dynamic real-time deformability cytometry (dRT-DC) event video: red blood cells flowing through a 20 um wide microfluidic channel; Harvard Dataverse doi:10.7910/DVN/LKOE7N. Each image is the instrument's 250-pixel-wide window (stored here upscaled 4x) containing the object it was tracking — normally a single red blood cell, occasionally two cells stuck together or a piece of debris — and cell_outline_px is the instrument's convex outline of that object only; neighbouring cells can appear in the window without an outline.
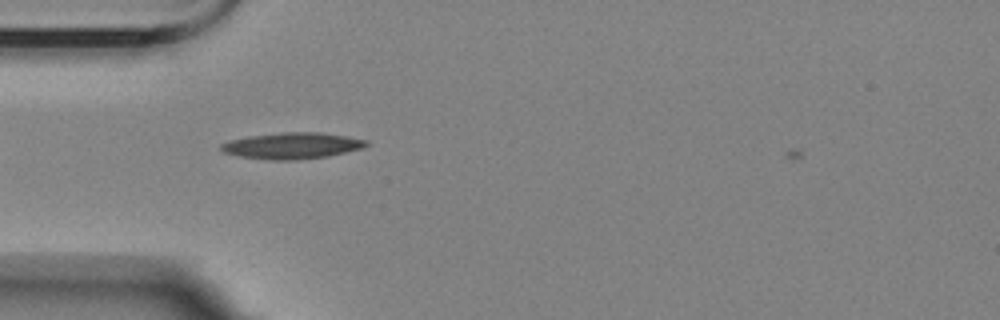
{"species": "Egyptian fruit bat (a non-hibernating species)", "species_latin": "Rousettus aegyptiacus", "temperature_condition": "room temperature", "stored_images_in_passage": 3, "camera_frame_rate_fps": 3000, "um_per_image_px": 0.085, "animal": {"sex": "female"}, "frame": {"image": 1, "passage_image": 2, "time_ms": 1.333, "image_size_px": [1000, 320], "cell_outline_px": [[368, 144], [364, 148], [328, 156], [296, 160], [268, 160], [236, 156], [224, 152], [220, 148], [220, 144], [232, 140], [248, 136], [280, 132], [320, 132], [368, 140]], "centroid_in_image_um": [24.82, 12.39], "position_along_channel_um": 60.2, "area_um2": 22.31}}
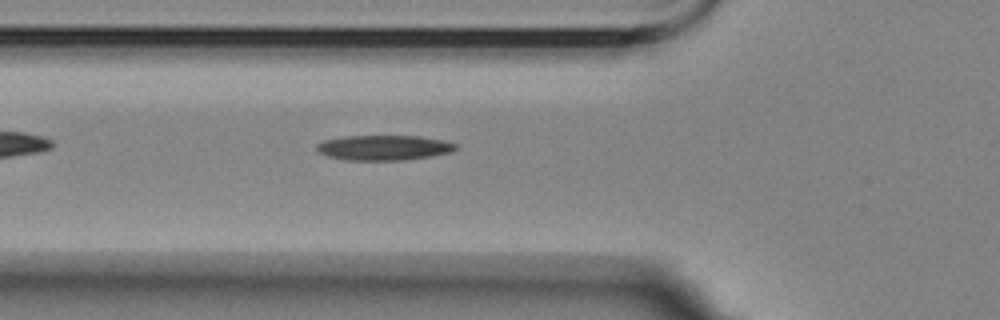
{"frame": {"image": 2, "passage_image": 3, "time_ms": 2.333, "image_size_px": [1000, 320], "cell_outline_px": [[456, 148], [452, 152], [432, 156], [404, 160], [344, 160], [328, 156], [320, 152], [316, 148], [316, 144], [324, 140], [344, 136], [420, 136], [444, 140], [456, 144]], "centroid_in_image_um": [32.63, 12.55], "position_along_channel_um": 93.2, "area_um2": 20.35}}